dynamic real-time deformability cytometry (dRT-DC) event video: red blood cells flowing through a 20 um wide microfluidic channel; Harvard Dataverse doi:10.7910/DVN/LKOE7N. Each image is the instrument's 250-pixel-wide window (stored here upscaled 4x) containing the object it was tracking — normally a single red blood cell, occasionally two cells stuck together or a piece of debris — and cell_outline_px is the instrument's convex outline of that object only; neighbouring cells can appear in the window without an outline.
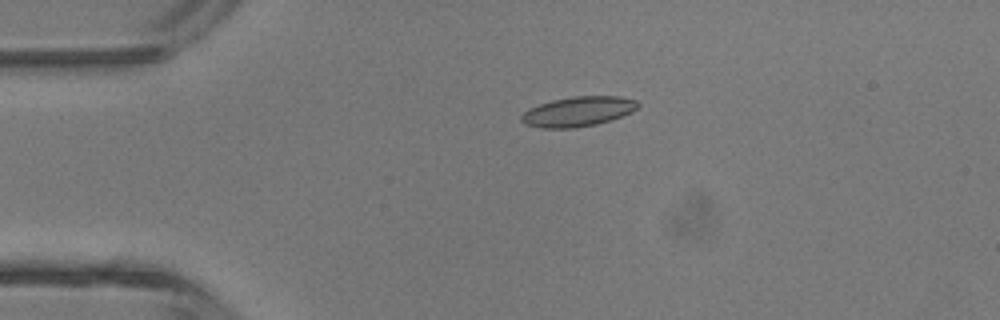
{"species": "common noctule bat (a hibernating species)", "species_latin": "Nyctalus noctula", "temperature_condition": "room temperature", "stored_images_in_passage": 1, "camera_frame_rate_fps": 3000, "um_per_image_px": 0.085, "animal": {"sex": "male", "body_mass_g": 13.3}, "frame": {"image": 1, "passage_image": 1, "time_ms": 0.0, "image_size_px": [1000, 320], "cell_outline_px": [[640, 104], [632, 112], [596, 124], [572, 128], [540, 128], [524, 124], [520, 120], [520, 116], [528, 108], [552, 100], [572, 96], [620, 96], [636, 100]], "centroid_in_image_um": [49.09, 9.47], "position_along_channel_um": 35.9, "area_um2": 20.23}}